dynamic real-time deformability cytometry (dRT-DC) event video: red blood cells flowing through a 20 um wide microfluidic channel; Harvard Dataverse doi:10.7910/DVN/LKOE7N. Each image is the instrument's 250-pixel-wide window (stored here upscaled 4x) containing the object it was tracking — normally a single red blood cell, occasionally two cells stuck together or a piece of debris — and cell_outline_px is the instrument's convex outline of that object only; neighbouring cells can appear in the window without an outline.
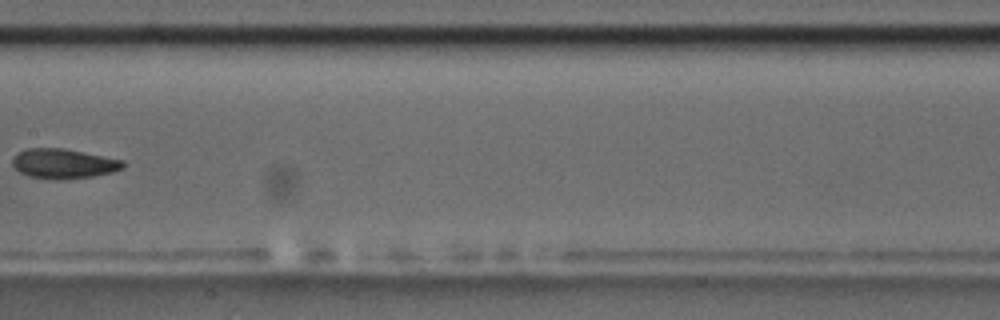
{"species": "common noctule bat (a hibernating species)", "species_latin": "Nyctalus noctula", "temperature_condition": "room temperature", "stored_images_in_passage": 8, "camera_frame_rate_fps": 3000, "um_per_image_px": 0.085, "animal": {"sex": "male", "body_mass_g": 17.5, "forearm_length_mm": 52.3}, "frame": {"image": 1, "passage_image": 7, "time_ms": 8.0, "image_size_px": [1000, 320], "cell_outline_px": [[124, 168], [112, 172], [92, 176], [60, 180], [52, 180], [28, 176], [20, 172], [12, 164], [12, 160], [24, 148], [64, 148], [124, 160]], "centroid_in_image_um": [5.41, 13.91], "position_along_channel_um": 202.0, "area_um2": 19.19}}
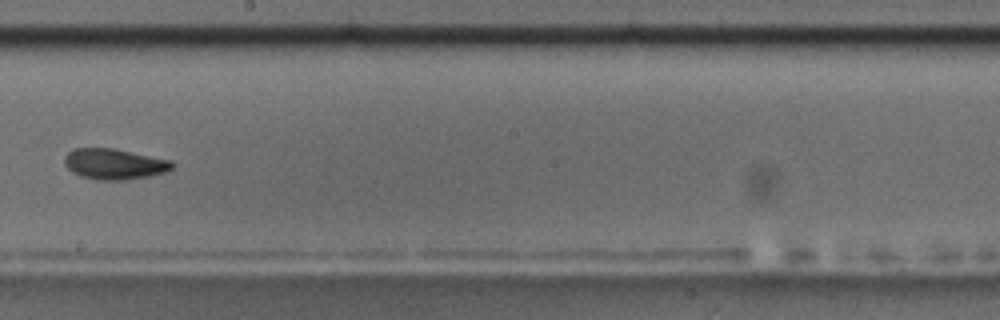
{"frame": {"image": 2, "passage_image": 8, "time_ms": 9.0, "image_size_px": [1000, 320], "cell_outline_px": [[176, 164], [168, 172], [148, 176], [124, 180], [96, 180], [80, 176], [72, 172], [64, 164], [64, 156], [72, 148], [112, 148], [172, 160]], "centroid_in_image_um": [9.72, 13.94], "position_along_channel_um": 238.5, "area_um2": 19.48}}